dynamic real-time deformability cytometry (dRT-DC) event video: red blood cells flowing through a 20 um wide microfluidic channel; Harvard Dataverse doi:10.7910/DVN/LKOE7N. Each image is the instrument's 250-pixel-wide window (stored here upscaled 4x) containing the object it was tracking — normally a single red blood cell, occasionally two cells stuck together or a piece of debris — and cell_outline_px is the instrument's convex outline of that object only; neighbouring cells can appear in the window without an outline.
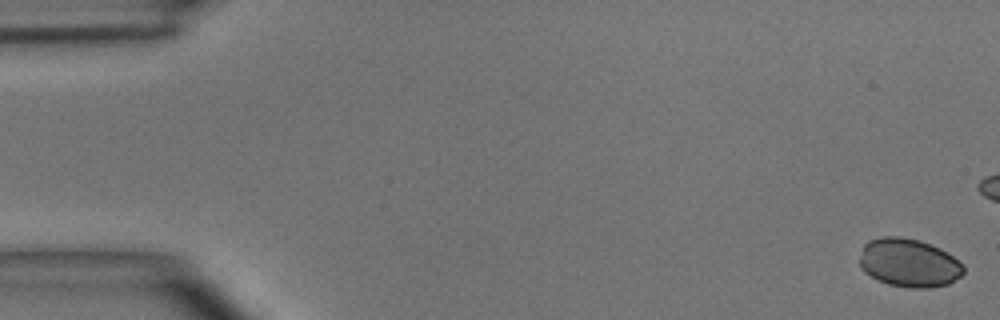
{"species": "common noctule bat (a hibernating species)", "species_latin": "Nyctalus noctula", "temperature_condition": "room temperature", "stored_images_in_passage": 5, "camera_frame_rate_fps": 3000, "um_per_image_px": 0.085, "animal": {"sex": "male", "body_mass_g": 15.6}, "frame": {"image": 1, "passage_image": 1, "time_ms": 0.0, "image_size_px": [1000, 320], "cell_outline_px": [[964, 272], [960, 276], [948, 284], [928, 288], [908, 288], [888, 284], [876, 280], [864, 272], [860, 268], [860, 256], [864, 244], [868, 240], [880, 236], [900, 236], [920, 240], [940, 248], [948, 252], [964, 268]], "centroid_in_image_um": [77.22, 22.34], "position_along_channel_um": 7.8, "area_um2": 29.54}}